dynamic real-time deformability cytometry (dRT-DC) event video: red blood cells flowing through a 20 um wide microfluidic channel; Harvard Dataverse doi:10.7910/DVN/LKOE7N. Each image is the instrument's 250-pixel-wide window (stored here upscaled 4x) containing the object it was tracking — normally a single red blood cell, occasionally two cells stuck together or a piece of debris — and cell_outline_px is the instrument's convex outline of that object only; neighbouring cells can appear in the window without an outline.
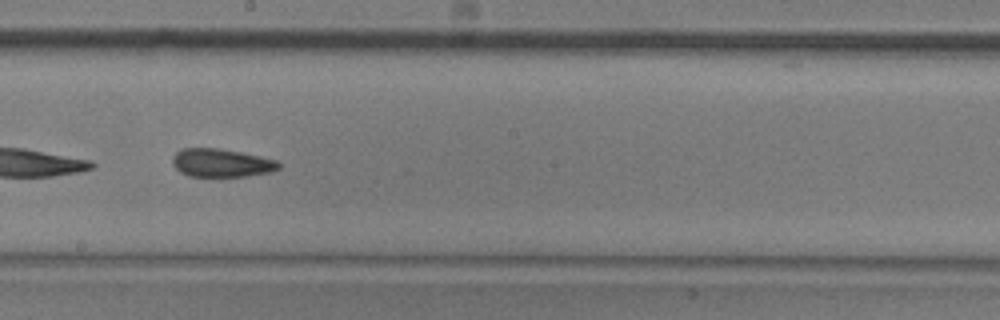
{"species": "common noctule bat (a hibernating species)", "species_latin": "Nyctalus noctula", "temperature_condition": "room temperature", "stored_images_in_passage": 38, "camera_frame_rate_fps": 3000, "um_per_image_px": 0.085, "animal": {"sex": "male", "body_mass_g": 20.5, "forearm_length_mm": 52.5}, "frame": {"image": 1, "passage_image": 17, "time_ms": 5.333, "image_size_px": [1000, 320], "cell_outline_px": [[280, 168], [272, 172], [248, 176], [188, 176], [180, 172], [172, 164], [172, 156], [180, 148], [216, 148], [240, 152], [260, 156], [276, 160], [280, 164]], "centroid_in_image_um": [18.8, 13.84], "position_along_channel_um": 229.4, "area_um2": 17.57}}
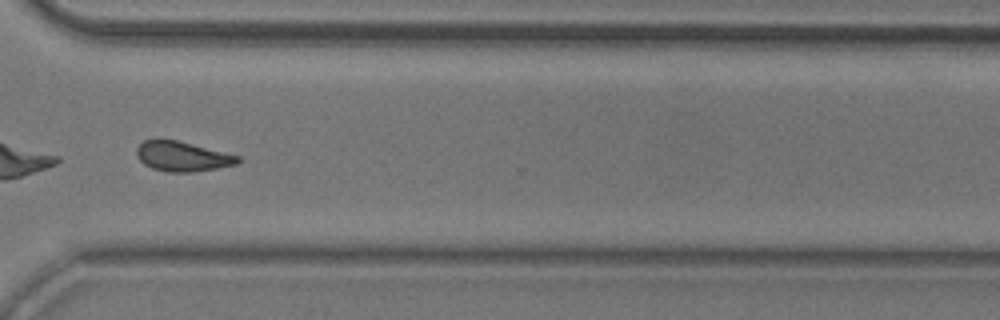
{"frame": {"image": 2, "passage_image": 27, "time_ms": 8.667, "image_size_px": [1000, 320], "cell_outline_px": [[240, 160], [236, 164], [216, 168], [188, 172], [168, 172], [152, 168], [144, 164], [136, 156], [136, 148], [144, 140], [156, 136], [160, 136], [240, 156]], "centroid_in_image_um": [15.42, 13.25], "position_along_channel_um": 355.2, "area_um2": 17.8}, "authors_computed_cell_mechanics": {"area_um2": 17.9469, "velocity_mm_per_s": 3.7839, "shape_relaxation_time_tau1_ms": 4.2151, "shape_relaxation_time_tau2_ms": 2.7366, "deformation_change_tau1": 0.1091, "deformation_change_tau2": 0.0917}}